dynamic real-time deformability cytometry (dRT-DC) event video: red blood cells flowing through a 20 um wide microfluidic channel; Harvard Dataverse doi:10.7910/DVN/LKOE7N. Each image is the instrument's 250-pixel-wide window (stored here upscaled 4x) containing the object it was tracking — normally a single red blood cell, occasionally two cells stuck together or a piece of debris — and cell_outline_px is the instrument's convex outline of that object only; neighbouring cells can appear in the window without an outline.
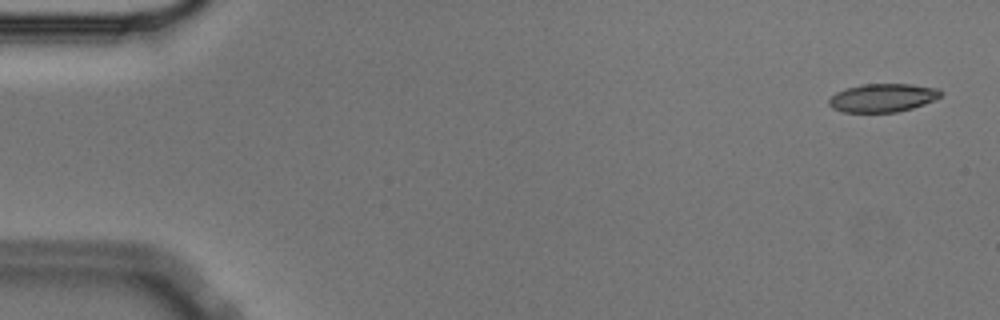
{"species": "Egyptian fruit bat (a non-hibernating species)", "species_latin": "Rousettus aegyptiacus", "temperature_condition": "cold", "stored_images_in_passage": 15, "camera_frame_rate_fps": 3000, "um_per_image_px": 0.085, "animal": {"sex": "male"}, "frame": {"image": 1, "passage_image": 2, "time_ms": 0.333, "image_size_px": [1000, 320], "cell_outline_px": [[944, 92], [940, 96], [924, 104], [912, 108], [896, 112], [844, 112], [832, 108], [828, 104], [828, 100], [836, 92], [844, 88], [860, 84], [912, 84], [936, 88]], "centroid_in_image_um": [74.99, 8.3], "position_along_channel_um": 10.0, "area_um2": 18.5}}